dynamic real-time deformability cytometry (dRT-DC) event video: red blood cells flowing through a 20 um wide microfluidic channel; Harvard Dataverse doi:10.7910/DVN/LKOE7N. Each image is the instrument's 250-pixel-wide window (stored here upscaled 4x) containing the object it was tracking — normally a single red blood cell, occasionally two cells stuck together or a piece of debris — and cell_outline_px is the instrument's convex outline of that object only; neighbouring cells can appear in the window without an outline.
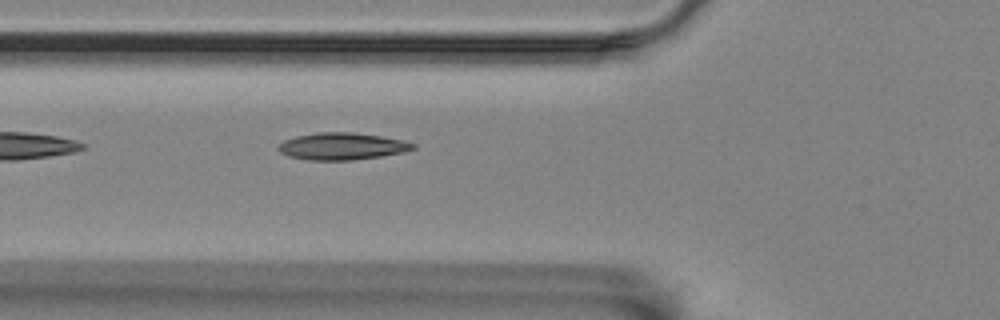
{"species": "Egyptian fruit bat (a non-hibernating species)", "species_latin": "Rousettus aegyptiacus", "temperature_condition": "room temperature", "stored_images_in_passage": 39, "camera_frame_rate_fps": 3000, "um_per_image_px": 0.085, "animal": {"sex": "female"}, "frame": {"image": 1, "passage_image": 5, "time_ms": 1.333, "image_size_px": [1000, 320], "cell_outline_px": [[416, 148], [404, 152], [380, 156], [352, 160], [308, 160], [288, 156], [280, 152], [276, 148], [284, 140], [296, 136], [316, 132], [352, 132], [380, 136], [404, 140], [416, 144]], "centroid_in_image_um": [29.07, 12.43], "position_along_channel_um": 96.7, "area_um2": 21.27}}